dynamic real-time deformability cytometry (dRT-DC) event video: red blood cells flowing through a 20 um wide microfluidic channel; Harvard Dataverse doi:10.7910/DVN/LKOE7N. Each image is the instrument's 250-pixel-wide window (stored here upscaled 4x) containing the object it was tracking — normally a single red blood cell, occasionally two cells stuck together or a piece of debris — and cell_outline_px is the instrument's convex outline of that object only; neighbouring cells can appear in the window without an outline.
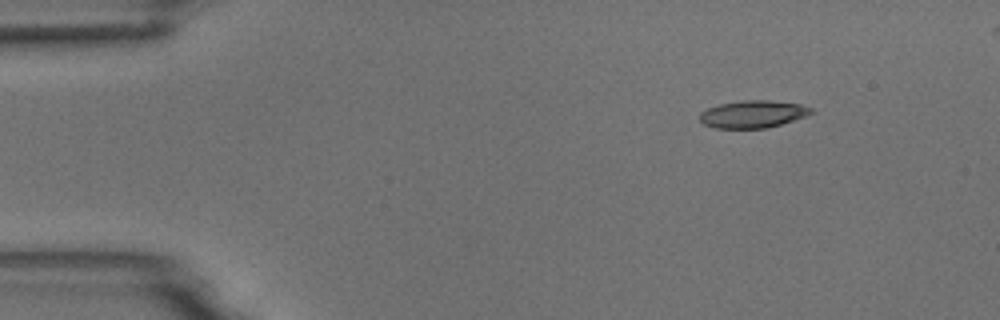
{"species": "common noctule bat (a hibernating species)", "species_latin": "Nyctalus noctula", "temperature_condition": "room temperature", "stored_images_in_passage": 4, "camera_frame_rate_fps": 3000, "um_per_image_px": 0.085, "animal": {"sex": "male", "body_mass_g": 18.8}, "frame": {"image": 1, "passage_image": 1, "time_ms": 0.0, "image_size_px": [1000, 320], "cell_outline_px": [[816, 112], [780, 124], [764, 128], [716, 128], [704, 124], [700, 120], [700, 112], [708, 108], [720, 104], [744, 100], [768, 100], [800, 104], [812, 108]], "centroid_in_image_um": [64.0, 9.69], "position_along_channel_um": 21.0, "area_um2": 17.57}}